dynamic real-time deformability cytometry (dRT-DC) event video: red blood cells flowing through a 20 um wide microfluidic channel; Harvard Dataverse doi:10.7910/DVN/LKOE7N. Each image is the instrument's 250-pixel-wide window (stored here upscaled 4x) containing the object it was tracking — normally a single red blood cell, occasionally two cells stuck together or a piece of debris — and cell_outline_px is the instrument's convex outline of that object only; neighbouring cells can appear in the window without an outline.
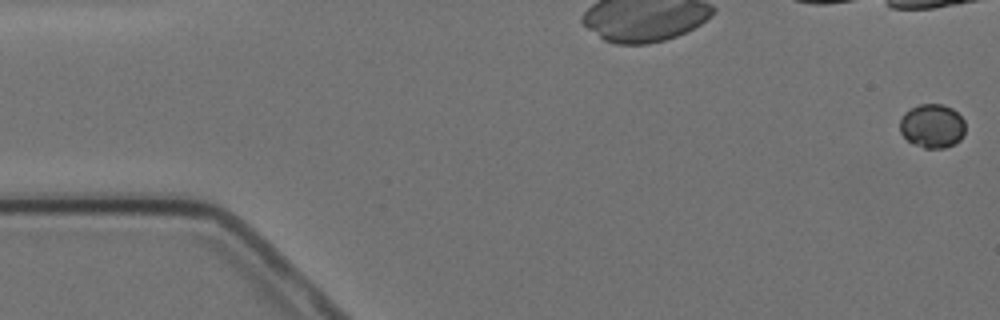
{"species": "Egyptian fruit bat (a non-hibernating species)", "species_latin": "Rousettus aegyptiacus", "temperature_condition": "cold", "stored_images_in_passage": 16, "camera_frame_rate_fps": 3000, "um_per_image_px": 0.085, "animal": {"sex": "female"}, "frame": {"image": 1, "passage_image": 1, "time_ms": 0.0, "image_size_px": [1000, 320], "cell_outline_px": [[964, 136], [960, 140], [944, 148], [924, 148], [912, 144], [900, 132], [900, 120], [904, 112], [920, 104], [944, 104], [952, 108], [964, 120]], "centroid_in_image_um": [79.23, 10.71], "position_along_channel_um": 5.8, "area_um2": 16.76}}
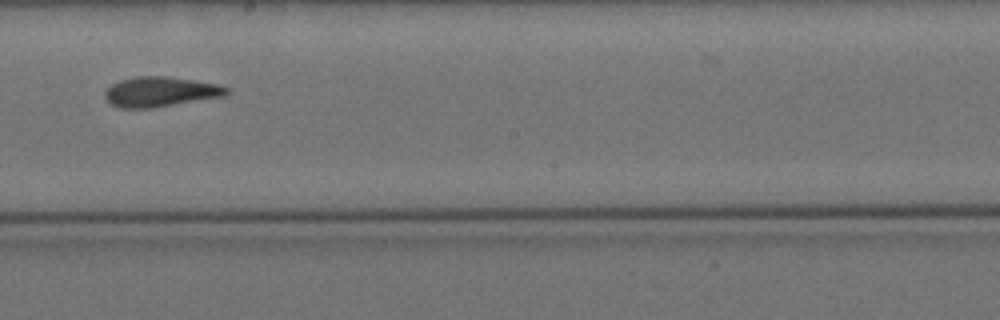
{"frame": {"image": 2, "passage_image": 10, "time_ms": 11.333, "image_size_px": [1000, 320], "cell_outline_px": [[228, 92], [224, 96], [152, 108], [120, 108], [112, 104], [104, 96], [104, 92], [112, 84], [120, 80], [136, 76], [164, 76], [220, 84], [228, 88]], "centroid_in_image_um": [13.62, 7.8], "position_along_channel_um": 234.6, "area_um2": 21.1}}
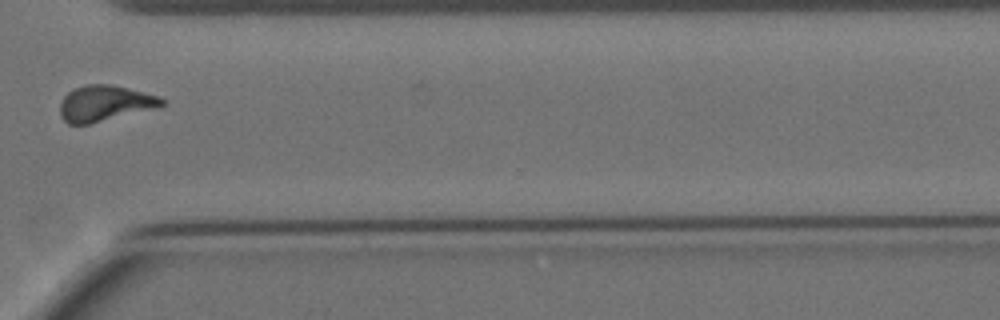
{"frame": {"image": 3, "passage_image": 13, "time_ms": 15.0, "image_size_px": [1000, 320], "cell_outline_px": [[164, 104], [88, 124], [68, 124], [60, 116], [60, 104], [64, 96], [68, 92], [84, 84], [112, 84], [160, 96], [164, 100]], "centroid_in_image_um": [8.83, 8.75], "position_along_channel_um": 361.8, "area_um2": 20.63}}